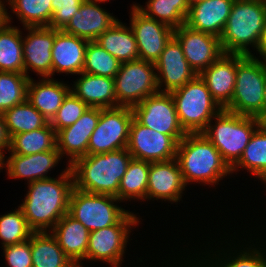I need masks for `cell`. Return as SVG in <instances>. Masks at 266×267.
I'll list each match as a JSON object with an SVG mask.
<instances>
[{
  "instance_id": "obj_1",
  "label": "cell",
  "mask_w": 266,
  "mask_h": 267,
  "mask_svg": "<svg viewBox=\"0 0 266 267\" xmlns=\"http://www.w3.org/2000/svg\"><path fill=\"white\" fill-rule=\"evenodd\" d=\"M220 207L222 208V210L220 209V211H218L216 208H214L215 212H217L215 214H216V216H218L217 218L219 220V224H217L218 220L216 219L217 228H215L216 225L213 224L215 221L212 220L211 217L208 220V222H206V220H205L206 218H204V217L201 218V220L203 219L205 223H208L206 225L208 228L206 226H204V229H203L202 225H199V226L197 225V221L194 222L196 225H192L194 223H191L190 220H187L186 222H183V224H184L183 227L185 225L188 226V224H191L189 227L186 228V231L188 229H189V231L192 229H195L196 233L194 230L190 231V233H188V231L186 232L185 230L182 232V230H180V229L178 230L179 227H177V229H175V231L177 230L176 235L178 234L176 237L178 239H180L181 238L180 235L185 234L184 236H186V237H184V238H186V240H188L214 267H266V235L259 234L255 229H251V228L247 227V225H244L243 216L240 217V215H237L238 207L235 210L233 209V205H232L231 209L227 208L228 205L226 207L225 206L222 207L220 204ZM223 208H225V209L227 208L224 211L230 213V214H228V215H230L229 218H228L227 213H225L223 211ZM232 210H234L233 215L235 216V218H233V215H231ZM235 211H237V212H235ZM219 212L221 214L224 213V215L222 216ZM221 217L222 218L226 217L227 219L225 218V220L224 219L222 220ZM236 218H237V220H235ZM238 219H241L242 221L238 220ZM210 220L212 221V223ZM209 221H210V224H213V225H211V227L213 226V230H211V228H210ZM233 221L235 224L233 223ZM239 221L242 224L239 225ZM224 223H226V224H224ZM231 223H233V224H231ZM236 224H237V226H236ZM192 226L193 227H195V226L199 227V228H197V230H201V231L198 232L196 230V227L193 228ZM241 228H243L244 230ZM214 229H216L217 231L215 230V232H214ZM211 231H213V232H211ZM178 232H181L180 235ZM192 232H194L196 234L197 238L195 237V234ZM207 232H208V234H207ZM187 233L190 234L189 237L187 236ZM213 233H215V234H213ZM220 233H222V234H220ZM200 234H202V236H201L202 238L199 236ZM193 237L196 239L195 241L193 240L194 239ZM200 240H202V241L200 242Z\"/></svg>"
},
{
  "instance_id": "obj_2",
  "label": "cell",
  "mask_w": 266,
  "mask_h": 267,
  "mask_svg": "<svg viewBox=\"0 0 266 267\" xmlns=\"http://www.w3.org/2000/svg\"><path fill=\"white\" fill-rule=\"evenodd\" d=\"M144 218H145L144 214L143 216H140L139 212L136 213L133 210H129L115 225L90 232L88 248L86 251V264H87L86 267H89V266L92 267L93 265L98 266V264L99 265L102 264L101 267H106V266L107 267H122L124 265H125L124 267H128L127 264L130 265L129 267L131 266L132 267H140V266L141 267H149V266L157 267V264L153 263V261L157 262V260H155L157 259V257L155 256V253L157 252V250L156 248L152 249L154 245L153 246L148 245L144 247V250H147L145 252L148 253V255L147 253H145L146 256H144L143 254L136 253L135 250L137 249V247H135L134 250H131V247L136 246L137 243L138 244L140 243L138 242L139 240H137V237H136L138 236V233L140 235L138 237H140L141 239L144 238V236L142 237L141 236L142 234H140L141 232H139L138 230L140 228L142 230L144 229L142 228L144 227L143 225H145L144 222L146 221V219ZM135 231L138 233L136 234ZM134 233L136 235H134ZM133 239L134 240L136 239V240L134 241ZM133 241L136 243L135 245L133 244L134 243ZM131 244L133 245L131 246ZM149 246L151 247V250H149L148 252V249H150ZM128 247L131 252L133 251V253L135 252L136 254H133L132 256L131 253H129L130 251ZM152 250H155V253L151 252ZM150 252L152 253V255ZM137 255L138 256L142 255L143 257L142 256L138 257ZM128 257H131V258H128ZM150 258L152 259L151 262H150L151 260ZM130 259H132L133 261ZM135 259H136V263H135ZM126 261L128 262L127 264L125 263ZM147 261H149V263ZM95 263L96 264L98 263V264L96 265Z\"/></svg>"
},
{
  "instance_id": "obj_3",
  "label": "cell",
  "mask_w": 266,
  "mask_h": 267,
  "mask_svg": "<svg viewBox=\"0 0 266 267\" xmlns=\"http://www.w3.org/2000/svg\"><path fill=\"white\" fill-rule=\"evenodd\" d=\"M176 159L189 190L211 188L210 195L212 190L218 193L220 186L224 189L227 180L233 182L231 168L203 133H187L177 145Z\"/></svg>"
},
{
  "instance_id": "obj_4",
  "label": "cell",
  "mask_w": 266,
  "mask_h": 267,
  "mask_svg": "<svg viewBox=\"0 0 266 267\" xmlns=\"http://www.w3.org/2000/svg\"><path fill=\"white\" fill-rule=\"evenodd\" d=\"M18 206L23 210L29 227L34 232H50L68 213L69 200L74 188L70 167L61 175L25 185Z\"/></svg>"
},
{
  "instance_id": "obj_5",
  "label": "cell",
  "mask_w": 266,
  "mask_h": 267,
  "mask_svg": "<svg viewBox=\"0 0 266 267\" xmlns=\"http://www.w3.org/2000/svg\"><path fill=\"white\" fill-rule=\"evenodd\" d=\"M131 159L132 155L127 148L102 154H87L76 159L69 166L74 188L118 198L120 182Z\"/></svg>"
},
{
  "instance_id": "obj_6",
  "label": "cell",
  "mask_w": 266,
  "mask_h": 267,
  "mask_svg": "<svg viewBox=\"0 0 266 267\" xmlns=\"http://www.w3.org/2000/svg\"><path fill=\"white\" fill-rule=\"evenodd\" d=\"M266 24V0H235L220 44L224 53L252 55Z\"/></svg>"
},
{
  "instance_id": "obj_7",
  "label": "cell",
  "mask_w": 266,
  "mask_h": 267,
  "mask_svg": "<svg viewBox=\"0 0 266 267\" xmlns=\"http://www.w3.org/2000/svg\"><path fill=\"white\" fill-rule=\"evenodd\" d=\"M262 119L231 113L222 109L202 132L232 168L241 158Z\"/></svg>"
},
{
  "instance_id": "obj_8",
  "label": "cell",
  "mask_w": 266,
  "mask_h": 267,
  "mask_svg": "<svg viewBox=\"0 0 266 267\" xmlns=\"http://www.w3.org/2000/svg\"><path fill=\"white\" fill-rule=\"evenodd\" d=\"M266 88V61L253 55L237 54V71L231 102L224 108L231 113L263 120Z\"/></svg>"
},
{
  "instance_id": "obj_9",
  "label": "cell",
  "mask_w": 266,
  "mask_h": 267,
  "mask_svg": "<svg viewBox=\"0 0 266 267\" xmlns=\"http://www.w3.org/2000/svg\"><path fill=\"white\" fill-rule=\"evenodd\" d=\"M170 93L179 123L186 133H202L222 110L199 75Z\"/></svg>"
},
{
  "instance_id": "obj_10",
  "label": "cell",
  "mask_w": 266,
  "mask_h": 267,
  "mask_svg": "<svg viewBox=\"0 0 266 267\" xmlns=\"http://www.w3.org/2000/svg\"><path fill=\"white\" fill-rule=\"evenodd\" d=\"M129 210L115 196L73 188L68 214L92 232L115 225Z\"/></svg>"
},
{
  "instance_id": "obj_11",
  "label": "cell",
  "mask_w": 266,
  "mask_h": 267,
  "mask_svg": "<svg viewBox=\"0 0 266 267\" xmlns=\"http://www.w3.org/2000/svg\"><path fill=\"white\" fill-rule=\"evenodd\" d=\"M187 190L190 191L184 182L180 165L176 158L164 162L150 163L146 193L147 207L151 206L153 207L152 210L155 211L156 209L154 207H160L157 205L158 202L161 203V207H164V204L168 203L166 204L167 208L164 207V209H167L165 211L168 212L170 211L169 206L171 207V205L174 208L179 206L184 208L186 205L182 206L181 204L186 203L188 205L187 201H185V198H187L186 200L189 199L186 193L188 192ZM148 204L150 205L148 206ZM151 204L154 205L152 206Z\"/></svg>"
},
{
  "instance_id": "obj_12",
  "label": "cell",
  "mask_w": 266,
  "mask_h": 267,
  "mask_svg": "<svg viewBox=\"0 0 266 267\" xmlns=\"http://www.w3.org/2000/svg\"><path fill=\"white\" fill-rule=\"evenodd\" d=\"M118 106L133 107L159 92L154 63L144 60L122 62L114 77Z\"/></svg>"
},
{
  "instance_id": "obj_13",
  "label": "cell",
  "mask_w": 266,
  "mask_h": 267,
  "mask_svg": "<svg viewBox=\"0 0 266 267\" xmlns=\"http://www.w3.org/2000/svg\"><path fill=\"white\" fill-rule=\"evenodd\" d=\"M133 118L132 107L100 108V118L90 136L87 154H102L126 148Z\"/></svg>"
},
{
  "instance_id": "obj_14",
  "label": "cell",
  "mask_w": 266,
  "mask_h": 267,
  "mask_svg": "<svg viewBox=\"0 0 266 267\" xmlns=\"http://www.w3.org/2000/svg\"><path fill=\"white\" fill-rule=\"evenodd\" d=\"M65 163L58 149L32 155L5 154L3 156V170L7 180L22 182L24 180V185L63 174L69 168V165ZM55 169H57V175L56 173L54 175Z\"/></svg>"
},
{
  "instance_id": "obj_15",
  "label": "cell",
  "mask_w": 266,
  "mask_h": 267,
  "mask_svg": "<svg viewBox=\"0 0 266 267\" xmlns=\"http://www.w3.org/2000/svg\"><path fill=\"white\" fill-rule=\"evenodd\" d=\"M134 118L142 125L170 135L179 143L187 134L181 127L171 93L157 92L132 107Z\"/></svg>"
},
{
  "instance_id": "obj_16",
  "label": "cell",
  "mask_w": 266,
  "mask_h": 267,
  "mask_svg": "<svg viewBox=\"0 0 266 267\" xmlns=\"http://www.w3.org/2000/svg\"><path fill=\"white\" fill-rule=\"evenodd\" d=\"M137 1L129 4V25L132 28L139 52V60L154 63L174 36V30L140 12Z\"/></svg>"
},
{
  "instance_id": "obj_17",
  "label": "cell",
  "mask_w": 266,
  "mask_h": 267,
  "mask_svg": "<svg viewBox=\"0 0 266 267\" xmlns=\"http://www.w3.org/2000/svg\"><path fill=\"white\" fill-rule=\"evenodd\" d=\"M177 145L170 135L150 129L133 118L126 147L132 158L150 163L173 160Z\"/></svg>"
},
{
  "instance_id": "obj_18",
  "label": "cell",
  "mask_w": 266,
  "mask_h": 267,
  "mask_svg": "<svg viewBox=\"0 0 266 267\" xmlns=\"http://www.w3.org/2000/svg\"><path fill=\"white\" fill-rule=\"evenodd\" d=\"M54 40L55 29L53 28H23L24 74L28 78H31L32 75H36L37 78H52V47Z\"/></svg>"
},
{
  "instance_id": "obj_19",
  "label": "cell",
  "mask_w": 266,
  "mask_h": 267,
  "mask_svg": "<svg viewBox=\"0 0 266 267\" xmlns=\"http://www.w3.org/2000/svg\"><path fill=\"white\" fill-rule=\"evenodd\" d=\"M174 37L180 43L185 59L197 75L224 54L219 37L194 30L186 24L174 29Z\"/></svg>"
},
{
  "instance_id": "obj_20",
  "label": "cell",
  "mask_w": 266,
  "mask_h": 267,
  "mask_svg": "<svg viewBox=\"0 0 266 267\" xmlns=\"http://www.w3.org/2000/svg\"><path fill=\"white\" fill-rule=\"evenodd\" d=\"M154 65L159 92L170 93L197 76L185 59L182 47L174 36Z\"/></svg>"
},
{
  "instance_id": "obj_21",
  "label": "cell",
  "mask_w": 266,
  "mask_h": 267,
  "mask_svg": "<svg viewBox=\"0 0 266 267\" xmlns=\"http://www.w3.org/2000/svg\"><path fill=\"white\" fill-rule=\"evenodd\" d=\"M100 118V108L89 107L71 126L56 133L57 149L69 166L78 158L87 155L90 136Z\"/></svg>"
},
{
  "instance_id": "obj_22",
  "label": "cell",
  "mask_w": 266,
  "mask_h": 267,
  "mask_svg": "<svg viewBox=\"0 0 266 267\" xmlns=\"http://www.w3.org/2000/svg\"><path fill=\"white\" fill-rule=\"evenodd\" d=\"M104 5L105 3L98 1L84 0L62 30L88 41H95L119 19Z\"/></svg>"
},
{
  "instance_id": "obj_23",
  "label": "cell",
  "mask_w": 266,
  "mask_h": 267,
  "mask_svg": "<svg viewBox=\"0 0 266 267\" xmlns=\"http://www.w3.org/2000/svg\"><path fill=\"white\" fill-rule=\"evenodd\" d=\"M88 40L55 29L52 47V78L79 75L82 72ZM65 74V75H64Z\"/></svg>"
},
{
  "instance_id": "obj_24",
  "label": "cell",
  "mask_w": 266,
  "mask_h": 267,
  "mask_svg": "<svg viewBox=\"0 0 266 267\" xmlns=\"http://www.w3.org/2000/svg\"><path fill=\"white\" fill-rule=\"evenodd\" d=\"M237 71V54L224 53L199 76L212 98L224 109L232 100Z\"/></svg>"
},
{
  "instance_id": "obj_25",
  "label": "cell",
  "mask_w": 266,
  "mask_h": 267,
  "mask_svg": "<svg viewBox=\"0 0 266 267\" xmlns=\"http://www.w3.org/2000/svg\"><path fill=\"white\" fill-rule=\"evenodd\" d=\"M30 78L27 87V101L30 102L48 122L61 107L63 100L71 91L70 82L65 78Z\"/></svg>"
},
{
  "instance_id": "obj_26",
  "label": "cell",
  "mask_w": 266,
  "mask_h": 267,
  "mask_svg": "<svg viewBox=\"0 0 266 267\" xmlns=\"http://www.w3.org/2000/svg\"><path fill=\"white\" fill-rule=\"evenodd\" d=\"M235 0H202L189 7L185 24L217 37L222 36Z\"/></svg>"
},
{
  "instance_id": "obj_27",
  "label": "cell",
  "mask_w": 266,
  "mask_h": 267,
  "mask_svg": "<svg viewBox=\"0 0 266 267\" xmlns=\"http://www.w3.org/2000/svg\"><path fill=\"white\" fill-rule=\"evenodd\" d=\"M70 80L71 92L89 107L115 108L117 100L114 78L81 72Z\"/></svg>"
},
{
  "instance_id": "obj_28",
  "label": "cell",
  "mask_w": 266,
  "mask_h": 267,
  "mask_svg": "<svg viewBox=\"0 0 266 267\" xmlns=\"http://www.w3.org/2000/svg\"><path fill=\"white\" fill-rule=\"evenodd\" d=\"M50 232L76 267L86 266V251L90 231L81 222L75 220L67 213L56 223Z\"/></svg>"
},
{
  "instance_id": "obj_29",
  "label": "cell",
  "mask_w": 266,
  "mask_h": 267,
  "mask_svg": "<svg viewBox=\"0 0 266 267\" xmlns=\"http://www.w3.org/2000/svg\"><path fill=\"white\" fill-rule=\"evenodd\" d=\"M231 172L234 180H236L235 177L241 178L242 174V181L250 178L249 181H254L253 183L257 185L258 188L260 185L259 183L263 184L266 181V124L264 122H262L253 133L241 158L231 168ZM244 176H247V178L244 179Z\"/></svg>"
},
{
  "instance_id": "obj_30",
  "label": "cell",
  "mask_w": 266,
  "mask_h": 267,
  "mask_svg": "<svg viewBox=\"0 0 266 267\" xmlns=\"http://www.w3.org/2000/svg\"><path fill=\"white\" fill-rule=\"evenodd\" d=\"M53 4V0H6L5 21L15 24L17 19L18 26L21 25L22 28L49 27L53 17Z\"/></svg>"
},
{
  "instance_id": "obj_31",
  "label": "cell",
  "mask_w": 266,
  "mask_h": 267,
  "mask_svg": "<svg viewBox=\"0 0 266 267\" xmlns=\"http://www.w3.org/2000/svg\"><path fill=\"white\" fill-rule=\"evenodd\" d=\"M149 169L150 162L132 158L120 182L118 199L127 208L133 209L135 212L141 210V205L146 206ZM136 203L137 205L140 203V208L139 206H135ZM130 206L132 207L130 208ZM133 207H136V209Z\"/></svg>"
},
{
  "instance_id": "obj_32",
  "label": "cell",
  "mask_w": 266,
  "mask_h": 267,
  "mask_svg": "<svg viewBox=\"0 0 266 267\" xmlns=\"http://www.w3.org/2000/svg\"><path fill=\"white\" fill-rule=\"evenodd\" d=\"M95 42L121 63L139 60L134 32L127 22L120 19L99 35Z\"/></svg>"
},
{
  "instance_id": "obj_33",
  "label": "cell",
  "mask_w": 266,
  "mask_h": 267,
  "mask_svg": "<svg viewBox=\"0 0 266 267\" xmlns=\"http://www.w3.org/2000/svg\"><path fill=\"white\" fill-rule=\"evenodd\" d=\"M171 238L166 240V243L158 242V251L157 256V267H214L188 240H186L181 235V240H177V238L172 236ZM183 238V239H182ZM185 239V240H184ZM173 242L172 243L170 242ZM179 241V242H178ZM183 241V242H182ZM187 241V243H186ZM169 244H168V243ZM182 242V243H181ZM180 243V244H178ZM186 243V244H185ZM171 244V245H170ZM163 247H161V246ZM182 245V246H180ZM168 246V247H167ZM171 246V247H170ZM161 247V249H160ZM180 247V248H179ZM169 248V249H168ZM163 249V250H162ZM165 249V250H164ZM167 249V250H166ZM162 250V251H161ZM179 250V251H178ZM164 251L166 253H164ZM176 251V252H175ZM186 251V252H185ZM169 252V253H168ZM159 253V254H158ZM161 253V254H160ZM163 253V255H162ZM168 253V254H167ZM160 255L162 257H160ZM160 257V258H159ZM165 258V259H164ZM163 260V261H161Z\"/></svg>"
},
{
  "instance_id": "obj_34",
  "label": "cell",
  "mask_w": 266,
  "mask_h": 267,
  "mask_svg": "<svg viewBox=\"0 0 266 267\" xmlns=\"http://www.w3.org/2000/svg\"><path fill=\"white\" fill-rule=\"evenodd\" d=\"M0 71L24 74L23 28L7 21L0 26Z\"/></svg>"
},
{
  "instance_id": "obj_35",
  "label": "cell",
  "mask_w": 266,
  "mask_h": 267,
  "mask_svg": "<svg viewBox=\"0 0 266 267\" xmlns=\"http://www.w3.org/2000/svg\"><path fill=\"white\" fill-rule=\"evenodd\" d=\"M31 258L32 267H76L51 232L31 235Z\"/></svg>"
},
{
  "instance_id": "obj_36",
  "label": "cell",
  "mask_w": 266,
  "mask_h": 267,
  "mask_svg": "<svg viewBox=\"0 0 266 267\" xmlns=\"http://www.w3.org/2000/svg\"><path fill=\"white\" fill-rule=\"evenodd\" d=\"M142 3H137L136 7L140 12L173 30L185 24L190 7L188 0H147Z\"/></svg>"
},
{
  "instance_id": "obj_37",
  "label": "cell",
  "mask_w": 266,
  "mask_h": 267,
  "mask_svg": "<svg viewBox=\"0 0 266 267\" xmlns=\"http://www.w3.org/2000/svg\"><path fill=\"white\" fill-rule=\"evenodd\" d=\"M56 149V131L48 123L45 127L13 135L6 154L32 155Z\"/></svg>"
},
{
  "instance_id": "obj_38",
  "label": "cell",
  "mask_w": 266,
  "mask_h": 267,
  "mask_svg": "<svg viewBox=\"0 0 266 267\" xmlns=\"http://www.w3.org/2000/svg\"><path fill=\"white\" fill-rule=\"evenodd\" d=\"M10 138L15 134L45 127L48 120L27 100L3 113Z\"/></svg>"
},
{
  "instance_id": "obj_39",
  "label": "cell",
  "mask_w": 266,
  "mask_h": 267,
  "mask_svg": "<svg viewBox=\"0 0 266 267\" xmlns=\"http://www.w3.org/2000/svg\"><path fill=\"white\" fill-rule=\"evenodd\" d=\"M11 209L0 214V248L27 241L34 233L23 210L18 205Z\"/></svg>"
},
{
  "instance_id": "obj_40",
  "label": "cell",
  "mask_w": 266,
  "mask_h": 267,
  "mask_svg": "<svg viewBox=\"0 0 266 267\" xmlns=\"http://www.w3.org/2000/svg\"><path fill=\"white\" fill-rule=\"evenodd\" d=\"M29 80L22 73L0 71V113L27 100Z\"/></svg>"
},
{
  "instance_id": "obj_41",
  "label": "cell",
  "mask_w": 266,
  "mask_h": 267,
  "mask_svg": "<svg viewBox=\"0 0 266 267\" xmlns=\"http://www.w3.org/2000/svg\"><path fill=\"white\" fill-rule=\"evenodd\" d=\"M121 67V62L109 54L95 41H89L82 72L114 78Z\"/></svg>"
},
{
  "instance_id": "obj_42",
  "label": "cell",
  "mask_w": 266,
  "mask_h": 267,
  "mask_svg": "<svg viewBox=\"0 0 266 267\" xmlns=\"http://www.w3.org/2000/svg\"><path fill=\"white\" fill-rule=\"evenodd\" d=\"M88 108L86 103L70 91L49 123L57 133L74 124Z\"/></svg>"
},
{
  "instance_id": "obj_43",
  "label": "cell",
  "mask_w": 266,
  "mask_h": 267,
  "mask_svg": "<svg viewBox=\"0 0 266 267\" xmlns=\"http://www.w3.org/2000/svg\"><path fill=\"white\" fill-rule=\"evenodd\" d=\"M3 264L0 267H32L31 237L27 241L1 248Z\"/></svg>"
},
{
  "instance_id": "obj_44",
  "label": "cell",
  "mask_w": 266,
  "mask_h": 267,
  "mask_svg": "<svg viewBox=\"0 0 266 267\" xmlns=\"http://www.w3.org/2000/svg\"><path fill=\"white\" fill-rule=\"evenodd\" d=\"M84 0H73L67 2H54L53 17L49 24L50 28L62 30L79 10Z\"/></svg>"
},
{
  "instance_id": "obj_45",
  "label": "cell",
  "mask_w": 266,
  "mask_h": 267,
  "mask_svg": "<svg viewBox=\"0 0 266 267\" xmlns=\"http://www.w3.org/2000/svg\"><path fill=\"white\" fill-rule=\"evenodd\" d=\"M263 185V186H262ZM253 186V193H254V189L256 190V189H260L261 187L263 188V190L264 191H262V190H260L261 191V193L260 194H263L264 195V197L266 196V181L263 183V184H260V187L259 188H254V184L252 185ZM265 188V189H264ZM264 192V193H263ZM264 199V201L263 202H261V201H259V200H262V199ZM258 201H259V203H261L262 204V206H264V205H266L265 203H266V197L265 198H263V196L262 195H260V198L258 199ZM264 204V205H263ZM260 205H258V208L255 206H253L252 207V210H253V214L252 213H250L251 211H245V209H244V205L242 206L241 205V207L243 208V210H242V212L244 211L245 213H246V216L248 217V218H245L246 220H244V222H245V224L244 225H247L248 224V226L247 227H249V228H251V229H255L259 234H262V235H266V206H265V208L264 207H262L261 206V211L263 212V214H261L260 216L261 217H259V214H254V213H260L259 212V207ZM254 209H255V211H254ZM258 209V211H256ZM264 210V211H263ZM249 215H248V214ZM250 214H252V218H250ZM256 215V216H255ZM264 216V217H263ZM255 217H258V218H255ZM253 218H255V221H253L254 219ZM261 218V219H260ZM263 218V219H262ZM248 219H250V220H248ZM246 221H247V223H246ZM248 221L250 222V223H248ZM259 221H262V222H259ZM263 223V224H262ZM265 223V224H264ZM261 228V229H260Z\"/></svg>"
},
{
  "instance_id": "obj_46",
  "label": "cell",
  "mask_w": 266,
  "mask_h": 267,
  "mask_svg": "<svg viewBox=\"0 0 266 267\" xmlns=\"http://www.w3.org/2000/svg\"><path fill=\"white\" fill-rule=\"evenodd\" d=\"M10 149V136L7 132L3 114L0 113V153L4 156Z\"/></svg>"
},
{
  "instance_id": "obj_47",
  "label": "cell",
  "mask_w": 266,
  "mask_h": 267,
  "mask_svg": "<svg viewBox=\"0 0 266 267\" xmlns=\"http://www.w3.org/2000/svg\"><path fill=\"white\" fill-rule=\"evenodd\" d=\"M252 55L256 58L266 61V24L264 26L257 50Z\"/></svg>"
},
{
  "instance_id": "obj_48",
  "label": "cell",
  "mask_w": 266,
  "mask_h": 267,
  "mask_svg": "<svg viewBox=\"0 0 266 267\" xmlns=\"http://www.w3.org/2000/svg\"><path fill=\"white\" fill-rule=\"evenodd\" d=\"M5 22V4H0V26Z\"/></svg>"
},
{
  "instance_id": "obj_49",
  "label": "cell",
  "mask_w": 266,
  "mask_h": 267,
  "mask_svg": "<svg viewBox=\"0 0 266 267\" xmlns=\"http://www.w3.org/2000/svg\"><path fill=\"white\" fill-rule=\"evenodd\" d=\"M266 117V88L264 92V98H263V119Z\"/></svg>"
},
{
  "instance_id": "obj_50",
  "label": "cell",
  "mask_w": 266,
  "mask_h": 267,
  "mask_svg": "<svg viewBox=\"0 0 266 267\" xmlns=\"http://www.w3.org/2000/svg\"><path fill=\"white\" fill-rule=\"evenodd\" d=\"M3 173V155L0 153V173Z\"/></svg>"
},
{
  "instance_id": "obj_51",
  "label": "cell",
  "mask_w": 266,
  "mask_h": 267,
  "mask_svg": "<svg viewBox=\"0 0 266 267\" xmlns=\"http://www.w3.org/2000/svg\"><path fill=\"white\" fill-rule=\"evenodd\" d=\"M93 1H98V2H101V3H108V4H110V3H112L111 1H115V0H93Z\"/></svg>"
},
{
  "instance_id": "obj_52",
  "label": "cell",
  "mask_w": 266,
  "mask_h": 267,
  "mask_svg": "<svg viewBox=\"0 0 266 267\" xmlns=\"http://www.w3.org/2000/svg\"><path fill=\"white\" fill-rule=\"evenodd\" d=\"M199 1H202V0H188L189 5H192V4L199 2Z\"/></svg>"
},
{
  "instance_id": "obj_53",
  "label": "cell",
  "mask_w": 266,
  "mask_h": 267,
  "mask_svg": "<svg viewBox=\"0 0 266 267\" xmlns=\"http://www.w3.org/2000/svg\"><path fill=\"white\" fill-rule=\"evenodd\" d=\"M54 2H58V1H60V2H67V1H73V0H53Z\"/></svg>"
},
{
  "instance_id": "obj_54",
  "label": "cell",
  "mask_w": 266,
  "mask_h": 267,
  "mask_svg": "<svg viewBox=\"0 0 266 267\" xmlns=\"http://www.w3.org/2000/svg\"><path fill=\"white\" fill-rule=\"evenodd\" d=\"M0 4H6V0H0Z\"/></svg>"
}]
</instances>
